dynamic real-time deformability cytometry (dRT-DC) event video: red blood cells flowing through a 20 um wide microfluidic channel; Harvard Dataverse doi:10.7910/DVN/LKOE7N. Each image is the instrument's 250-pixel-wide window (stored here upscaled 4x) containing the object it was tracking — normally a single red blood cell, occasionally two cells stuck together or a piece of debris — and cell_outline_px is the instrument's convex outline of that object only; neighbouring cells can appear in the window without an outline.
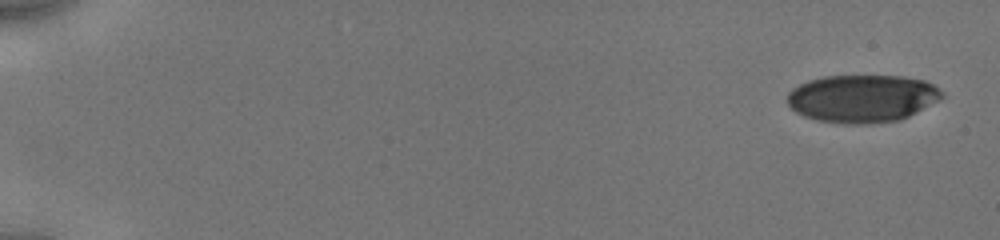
{"species": "human", "species_latin": "Homo sapiens", "temperature_condition": "cold", "stored_images_in_passage": 12, "camera_frame_rate_fps": 3000, "um_per_image_px": 0.085, "donor": {"sex": "male"}, "frame": {"image": 1, "passage_image": 1, "time_ms": 0.0, "image_size_px": [1000, 240], "cell_outline_px": [[944, 96], [940, 100], [900, 120], [868, 124], [840, 124], [816, 120], [804, 116], [796, 112], [788, 104], [788, 92], [792, 88], [808, 80], [824, 76], [904, 76], [924, 80], [940, 88], [944, 92]], "centroid_in_image_um": [73.3, 8.37], "position_along_channel_um": 11.7, "area_um2": 43.29}}
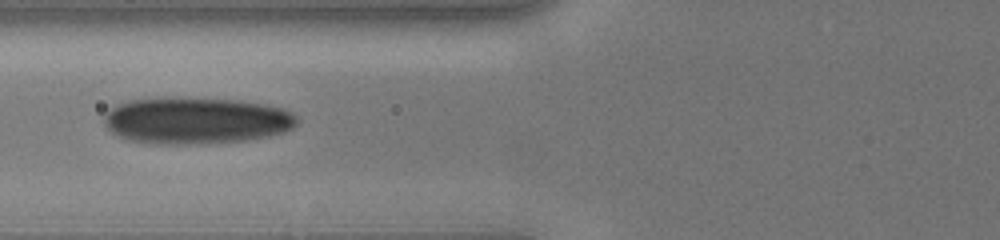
{"frame": {"image": 2, "passage_image": 10, "time_ms": 7.0, "image_size_px": [1000, 240], "cell_outline_px": [[300, 120], [292, 128], [284, 132], [268, 136], [248, 140], [204, 144], [156, 144], [128, 140], [112, 132], [104, 124], [104, 116], [116, 104], [128, 100], [240, 100], [268, 104], [284, 108], [292, 112]], "centroid_in_image_um": [16.74, 10.29], "position_along_channel_um": 109.1, "area_um2": 51.79}}
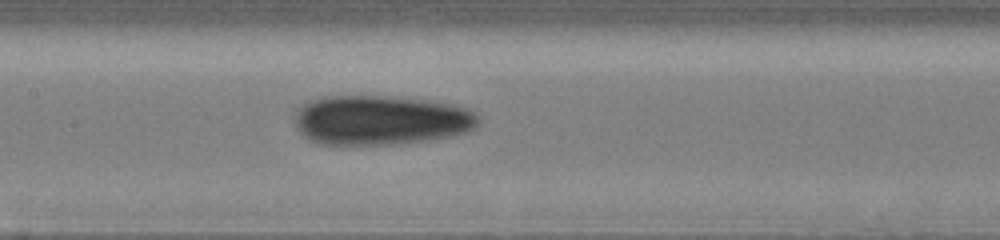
{"frame": {"image": 3, "passage_image": 12, "time_ms": 8.667, "image_size_px": [1000, 240], "cell_outline_px": [[480, 120], [472, 128], [464, 132], [452, 136], [428, 140], [392, 144], [320, 144], [308, 140], [296, 128], [296, 108], [308, 100], [324, 96], [380, 96], [428, 100], [452, 104], [476, 112]], "centroid_in_image_um": [32.31, 10.2], "position_along_channel_um": 175.1, "area_um2": 53.06}}